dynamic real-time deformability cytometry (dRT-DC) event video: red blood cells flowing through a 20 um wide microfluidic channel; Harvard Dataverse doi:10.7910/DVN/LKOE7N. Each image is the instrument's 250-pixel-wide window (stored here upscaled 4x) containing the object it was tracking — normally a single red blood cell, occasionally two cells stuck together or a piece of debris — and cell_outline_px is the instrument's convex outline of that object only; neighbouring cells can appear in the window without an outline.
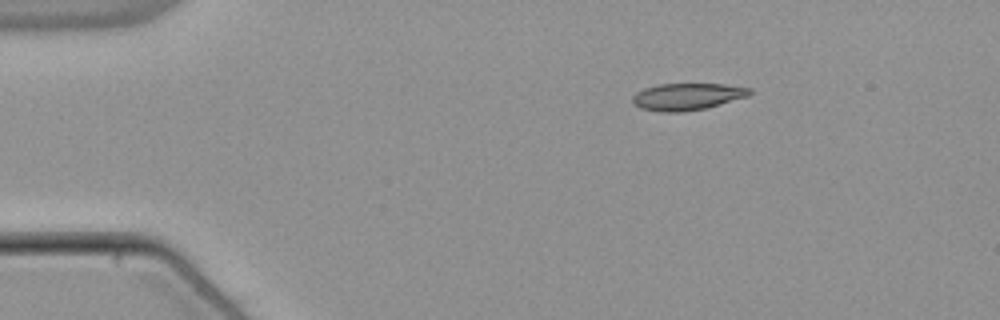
{"species": "common noctule bat (a hibernating species)", "species_latin": "Nyctalus noctula", "temperature_condition": "warm", "stored_images_in_passage": 46, "camera_frame_rate_fps": 3000, "um_per_image_px": 0.085, "animal": {"sex": "male", "body_mass_g": 21.5, "forearm_length_mm": 52.0}, "frame": {"image": 1, "passage_image": 1, "time_ms": 0.0, "image_size_px": [1000, 320], "cell_outline_px": [[752, 92], [748, 96], [720, 104], [704, 108], [680, 112], [664, 112], [640, 108], [632, 104], [632, 96], [636, 92], [644, 88], [660, 84], [724, 84], [752, 88]], "centroid_in_image_um": [58.39, 8.2], "position_along_channel_um": 26.6, "area_um2": 18.32}}
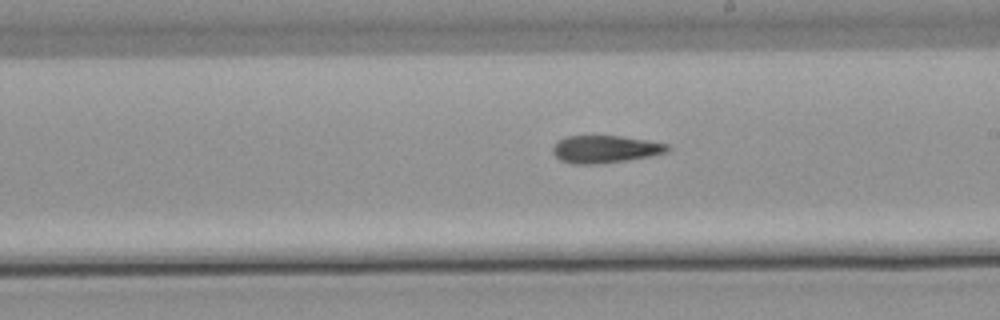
{"frame": {"image": 2, "passage_image": 23, "time_ms": 7.333, "image_size_px": [1000, 320], "cell_outline_px": [[672, 148], [668, 152], [628, 160], [592, 164], [572, 164], [560, 160], [552, 152], [552, 148], [556, 140], [568, 136], [620, 136], [648, 140], [668, 144]], "centroid_in_image_um": [51.43, 12.67], "position_along_channel_um": 237.6, "area_um2": 18.44}}
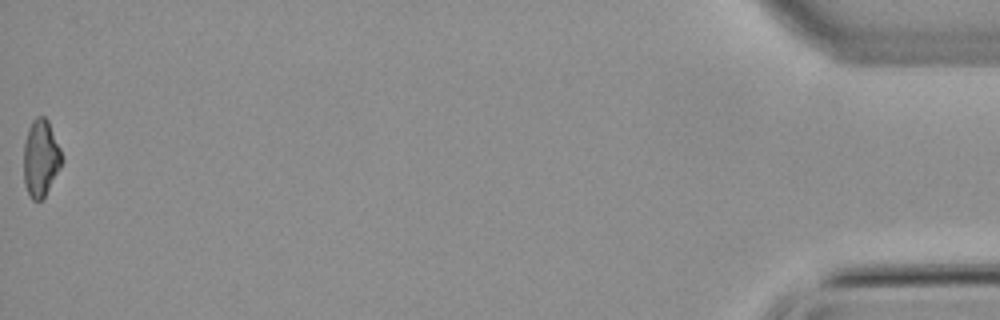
{"frame": {"image": 3, "passage_image": 46, "time_ms": 15.0, "image_size_px": [1000, 320], "cell_outline_px": [[64, 160], [44, 196], [40, 200], [32, 200], [24, 184], [24, 144], [28, 128], [32, 120], [36, 116], [44, 116], [48, 120], [60, 148]], "centroid_in_image_um": [3.46, 13.41], "position_along_channel_um": 431.7, "area_um2": 16.99}, "authors_computed_cell_mechanics": {"area_um2": 18.496, "velocity_mm_per_s": 3.8406, "shape_relaxation_time_tau1_ms": null, "shape_relaxation_time_tau2_ms": 8.1604, "deformation_change_tau1": null, "deformation_change_tau2": 0.2057}}